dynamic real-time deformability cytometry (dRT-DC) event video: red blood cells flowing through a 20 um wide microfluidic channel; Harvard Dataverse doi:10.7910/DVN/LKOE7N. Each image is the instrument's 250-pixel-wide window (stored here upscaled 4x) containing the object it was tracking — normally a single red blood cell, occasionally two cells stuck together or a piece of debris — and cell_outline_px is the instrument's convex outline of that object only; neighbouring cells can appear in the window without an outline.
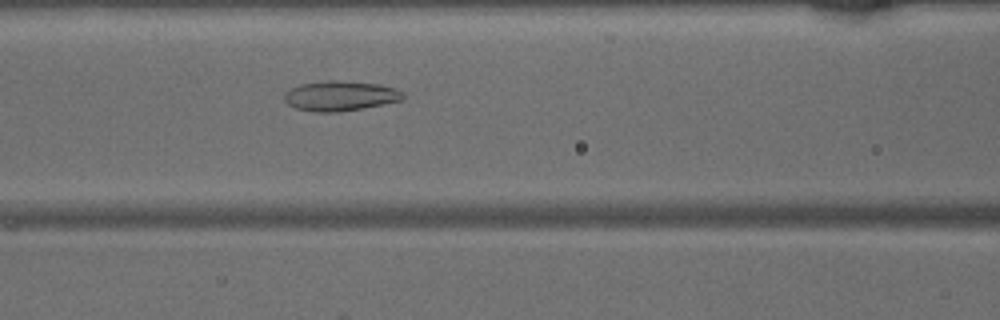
{"species": "common noctule bat (a hibernating species)", "species_latin": "Nyctalus noctula", "temperature_condition": "warm", "stored_images_in_passage": 35, "camera_frame_rate_fps": 3000, "um_per_image_px": 0.085, "animal": {"sex": "male", "body_mass_g": 15.6}, "frame": {"image": 1, "passage_image": 7, "time_ms": 2.0, "image_size_px": [1000, 320], "cell_outline_px": [[404, 100], [364, 108], [340, 112], [316, 112], [296, 108], [288, 104], [284, 100], [284, 96], [292, 88], [300, 84], [328, 80], [336, 80], [380, 84], [396, 88], [404, 92]], "centroid_in_image_um": [28.98, 8.15], "position_along_channel_um": 137.6, "area_um2": 20.81}}
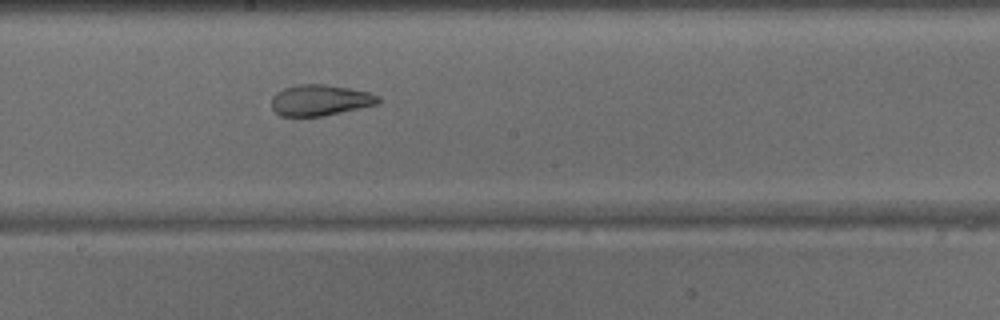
{"frame": {"image": 2, "passage_image": 13, "time_ms": 4.0, "image_size_px": [1000, 320], "cell_outline_px": [[380, 104], [324, 116], [280, 116], [272, 108], [272, 96], [276, 92], [284, 88], [300, 84], [324, 84], [348, 88], [368, 92], [380, 96]], "centroid_in_image_um": [27.23, 8.52], "position_along_channel_um": 221.0, "area_um2": 19.36}}
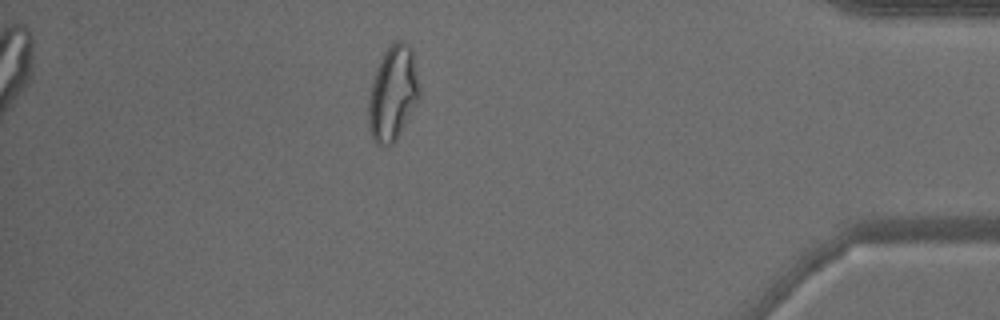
{"frame": {"image": 3, "passage_image": 29, "time_ms": 9.333, "image_size_px": [1000, 320], "cell_outline_px": [[420, 100], [396, 140], [392, 144], [384, 148], [372, 136], [368, 128], [368, 100], [372, 80], [380, 60], [384, 52], [396, 40], [404, 40], [412, 48], [420, 84]], "centroid_in_image_um": [33.42, 7.93], "position_along_channel_um": 401.8, "area_um2": 28.55}}